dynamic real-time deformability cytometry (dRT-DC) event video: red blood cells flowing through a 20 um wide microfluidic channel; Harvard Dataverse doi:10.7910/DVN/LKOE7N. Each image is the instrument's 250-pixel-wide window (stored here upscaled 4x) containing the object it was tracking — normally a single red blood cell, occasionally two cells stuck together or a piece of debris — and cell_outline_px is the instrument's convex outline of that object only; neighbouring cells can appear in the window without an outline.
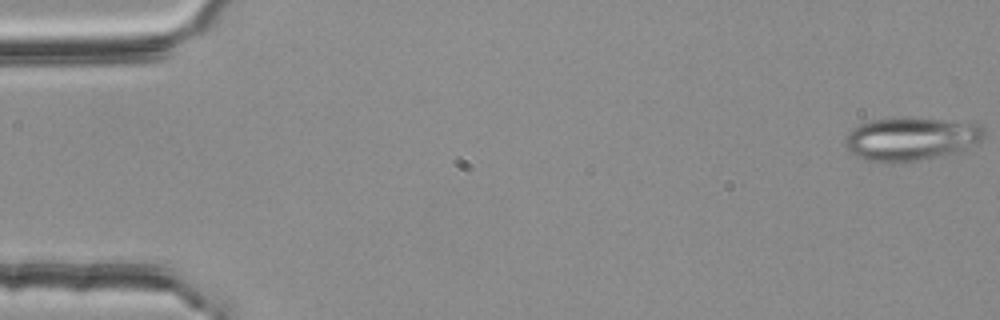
{"species": "common noctule bat (a hibernating species)", "species_latin": "Nyctalus noctula", "temperature_condition": "room temperature", "stored_images_in_passage": 55, "camera_frame_rate_fps": 3000, "um_per_image_px": 0.085, "animal": {"sex": "female", "body_mass_g": 25.1}, "frame": {"image": 1, "passage_image": 1, "time_ms": 0.0, "image_size_px": [1000, 320], "cell_outline_px": [[984, 136], [980, 140], [956, 152], [916, 160], [864, 160], [848, 152], [844, 144], [844, 140], [852, 128], [860, 124], [872, 120], [892, 116], [908, 116], [980, 124], [984, 128]], "centroid_in_image_um": [77.37, 11.74], "position_along_channel_um": 7.6, "area_um2": 34.68}}
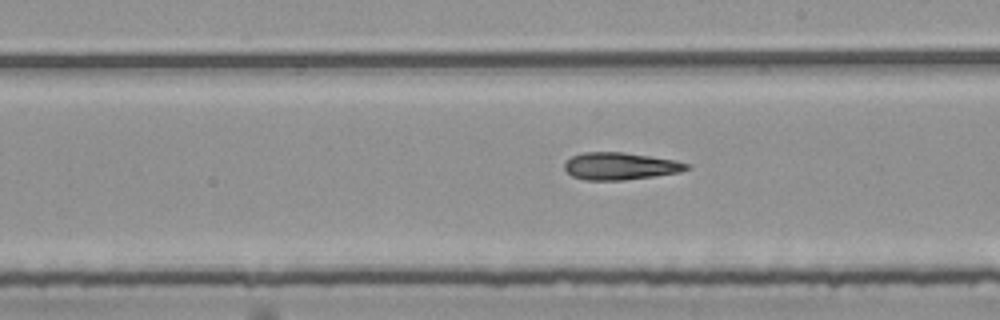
{"frame": {"image": 2, "passage_image": 31, "time_ms": 10.0, "image_size_px": [1000, 320], "cell_outline_px": [[692, 168], [680, 172], [656, 176], [624, 180], [584, 180], [572, 176], [564, 168], [564, 164], [572, 156], [580, 152], [624, 152], [676, 160], [688, 164]], "centroid_in_image_um": [52.73, 14.12], "position_along_channel_um": 236.3, "area_um2": 19.54}}
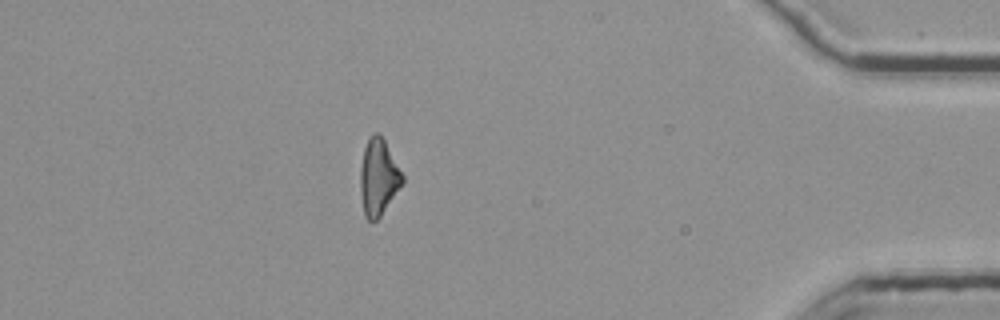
{"frame": {"image": 3, "passage_image": 48, "time_ms": 15.667, "image_size_px": [1000, 320], "cell_outline_px": [[404, 184], [380, 216], [376, 220], [368, 220], [364, 216], [360, 192], [360, 168], [364, 148], [368, 140], [376, 132], [384, 140], [404, 176]], "centroid_in_image_um": [32.17, 15.11], "position_along_channel_um": 403.0, "area_um2": 18.61}}